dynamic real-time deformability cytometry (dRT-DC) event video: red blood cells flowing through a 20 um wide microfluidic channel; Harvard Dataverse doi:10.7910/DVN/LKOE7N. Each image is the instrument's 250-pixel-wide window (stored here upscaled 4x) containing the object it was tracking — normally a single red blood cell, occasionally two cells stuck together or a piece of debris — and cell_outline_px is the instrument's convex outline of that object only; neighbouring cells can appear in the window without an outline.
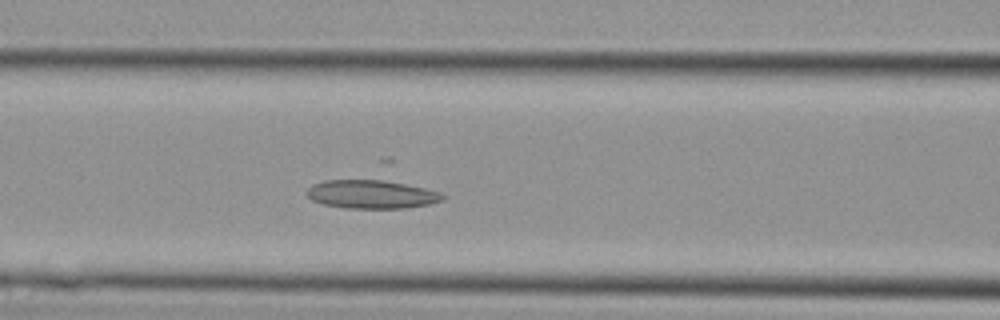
{"species": "Egyptian fruit bat (a non-hibernating species)", "species_latin": "Rousettus aegyptiacus", "temperature_condition": "cold", "stored_images_in_passage": 32, "segment_of_instrument_passage": [1, 2], "camera_frame_rate_fps": 3000, "um_per_image_px": 0.085, "animal": {"sex": "female"}, "frame": {"image": 1, "passage_image": 10, "time_ms": 3.0, "image_size_px": [1000, 320], "cell_outline_px": [[444, 200], [428, 204], [404, 208], [348, 208], [324, 204], [312, 200], [304, 192], [312, 184], [324, 180], [380, 180], [404, 184], [424, 188], [440, 192], [444, 196]], "centroid_in_image_um": [31.53, 16.51], "position_along_channel_um": 135.1, "area_um2": 22.31}}
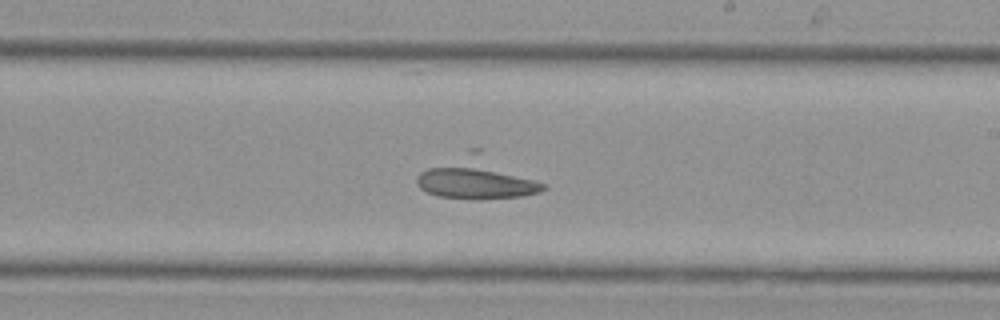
{"frame": {"image": 2, "passage_image": 16, "time_ms": 5.0, "image_size_px": [1000, 320], "cell_outline_px": [[548, 188], [540, 192], [520, 196], [476, 200], [440, 196], [428, 192], [420, 188], [416, 184], [416, 176], [420, 172], [468, 148], [480, 148], [544, 184]], "centroid_in_image_um": [40.53, 15.11], "position_along_channel_um": 248.5, "area_um2": 31.15}}
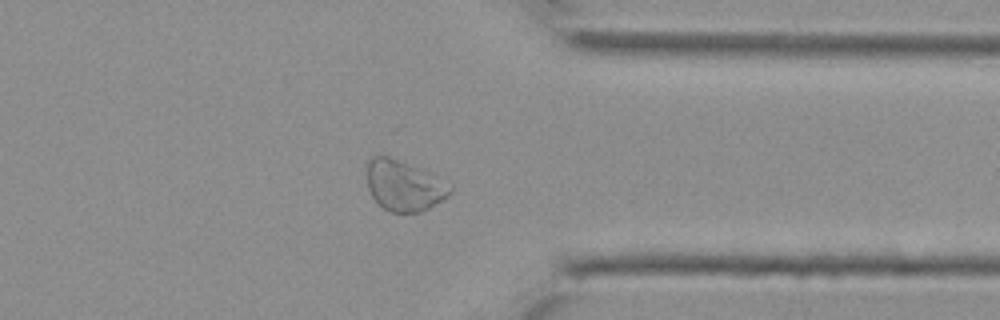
{"frame": {"image": 3, "passage_image": 23, "time_ms": 7.333, "image_size_px": [1000, 320], "cell_outline_px": [[452, 192], [448, 196], [428, 208], [420, 212], [392, 212], [384, 208], [372, 196], [368, 188], [368, 160], [372, 156], [388, 156], [432, 172], [452, 188]], "centroid_in_image_um": [34.35, 15.76], "position_along_channel_um": 377.0, "area_um2": 24.28}}